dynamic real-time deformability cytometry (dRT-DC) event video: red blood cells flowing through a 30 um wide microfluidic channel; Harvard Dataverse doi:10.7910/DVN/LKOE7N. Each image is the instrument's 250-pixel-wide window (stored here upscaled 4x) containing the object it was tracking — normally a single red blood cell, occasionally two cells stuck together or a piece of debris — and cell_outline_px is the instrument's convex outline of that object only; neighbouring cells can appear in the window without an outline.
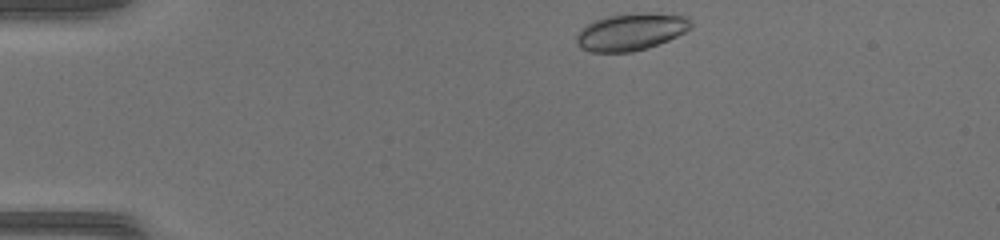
{"species": "common noctule bat (a hibernating species)", "species_latin": "Nyctalus noctula", "temperature_condition": "warm", "stored_images_in_passage": 41, "camera_frame_rate_fps": 3000, "um_per_image_px": 0.085, "animal": {"sex": "female", "body_mass_g": 17.0, "forearm_length_mm": 48.0}, "frame": {"image": 1, "passage_image": 1, "time_ms": 0.0, "image_size_px": [1000, 240], "cell_outline_px": [[692, 28], [668, 40], [648, 48], [632, 52], [588, 52], [580, 48], [576, 44], [576, 36], [592, 20], [608, 16], [648, 12], [688, 16], [692, 20]], "centroid_in_image_um": [53.65, 2.71], "position_along_channel_um": 31.4, "area_um2": 24.85}}
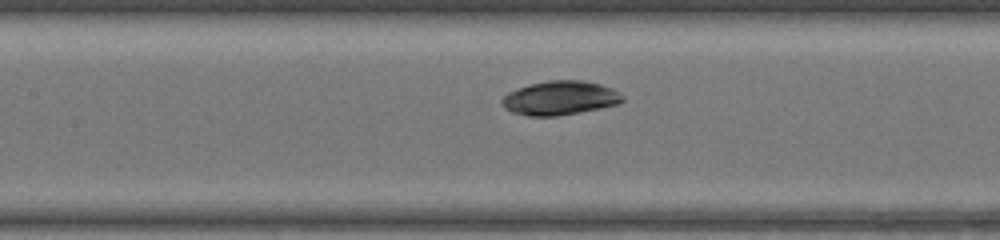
{"frame": {"image": 2, "passage_image": 15, "time_ms": 4.667, "image_size_px": [1000, 240], "cell_outline_px": [[624, 100], [620, 104], [580, 112], [556, 116], [528, 116], [512, 112], [504, 108], [500, 100], [508, 92], [516, 88], [528, 84], [548, 80], [584, 80], [600, 84], [612, 88], [620, 92], [624, 96]], "centroid_in_image_um": [47.6, 8.32], "position_along_channel_um": 159.8, "area_um2": 24.22}}
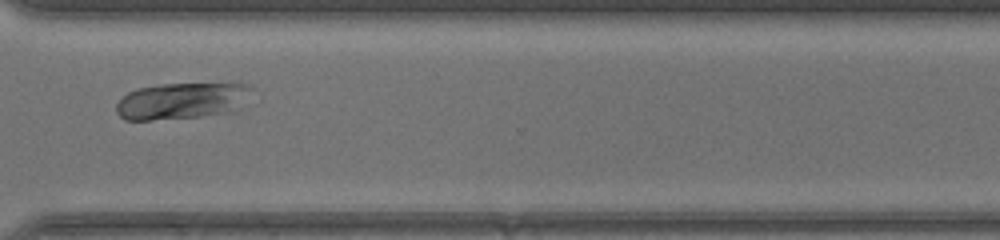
{"frame": {"image": 3, "passage_image": 29, "time_ms": 9.333, "image_size_px": [1000, 240], "cell_outline_px": [[252, 88], [232, 112], [200, 116], [152, 120], [124, 120], [116, 112], [116, 104], [128, 92], [136, 88], [160, 84], [248, 84]], "centroid_in_image_um": [15.34, 8.58], "position_along_channel_um": 355.3, "area_um2": 28.21}, "authors_computed_cell_mechanics": {"area_um2": 24.6228, "velocity_mm_per_s": 4.1934, "shape_relaxation_time_tau1_ms": 0.8154, "shape_relaxation_time_tau2_ms": null, "deformation_change_tau1": 0.0735, "deformation_change_tau2": null}}